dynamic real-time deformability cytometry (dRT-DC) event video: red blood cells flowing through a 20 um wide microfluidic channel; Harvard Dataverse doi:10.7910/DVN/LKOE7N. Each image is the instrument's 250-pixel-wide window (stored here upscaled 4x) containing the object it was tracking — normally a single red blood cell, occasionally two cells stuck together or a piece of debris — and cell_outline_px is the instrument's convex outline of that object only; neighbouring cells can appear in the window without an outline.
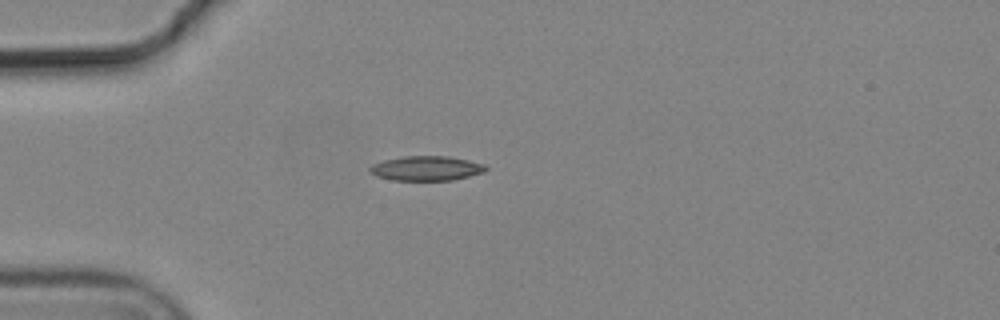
{"species": "common noctule bat (a hibernating species)", "species_latin": "Nyctalus noctula", "temperature_condition": "cold", "stored_images_in_passage": 2, "camera_frame_rate_fps": 3000, "um_per_image_px": 0.085, "animal": {"sex": "male", "body_mass_g": 19.2, "forearm_length_mm": 51.8}, "frame": {"image": 1, "passage_image": 1, "time_ms": 0.0, "image_size_px": [1000, 320], "cell_outline_px": [[488, 168], [484, 172], [452, 180], [392, 180], [376, 176], [368, 172], [368, 168], [372, 164], [384, 160], [404, 156], [448, 156], [468, 160], [484, 164]], "centroid_in_image_um": [36.2, 14.3], "position_along_channel_um": 48.8, "area_um2": 16.65}}